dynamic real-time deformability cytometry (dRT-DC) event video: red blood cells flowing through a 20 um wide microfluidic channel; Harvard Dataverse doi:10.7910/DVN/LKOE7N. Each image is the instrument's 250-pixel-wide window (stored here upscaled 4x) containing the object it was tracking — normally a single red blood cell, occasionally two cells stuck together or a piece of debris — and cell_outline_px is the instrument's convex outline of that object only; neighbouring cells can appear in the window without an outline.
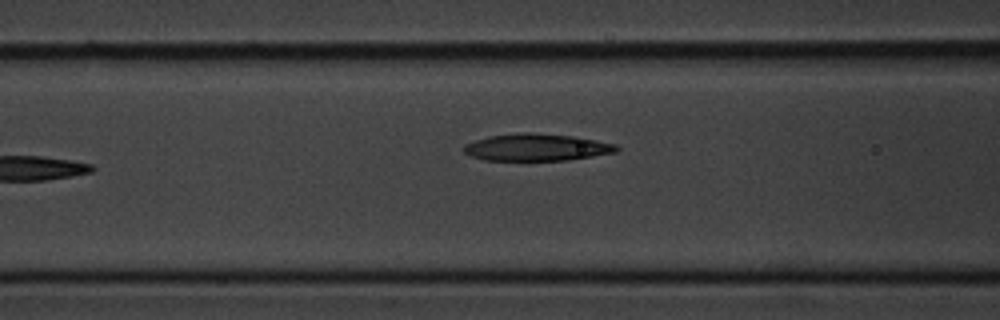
{"species": "common noctule bat (a hibernating species)", "species_latin": "Nyctalus noctula", "temperature_condition": "cold", "stored_images_in_passage": 11, "camera_frame_rate_fps": 3000, "um_per_image_px": 0.085, "animal": {"sex": "male", "body_mass_g": 20.1, "forearm_length_mm": 53.5}, "frame": {"image": 1, "passage_image": 7, "time_ms": 8.0, "image_size_px": [1000, 320], "cell_outline_px": [[620, 148], [616, 152], [568, 160], [484, 160], [472, 156], [464, 152], [460, 148], [464, 144], [476, 140], [492, 136], [524, 132], [532, 132], [572, 136], [596, 140], [616, 144]], "centroid_in_image_um": [45.6, 12.52], "position_along_channel_um": 121.0, "area_um2": 23.99}}
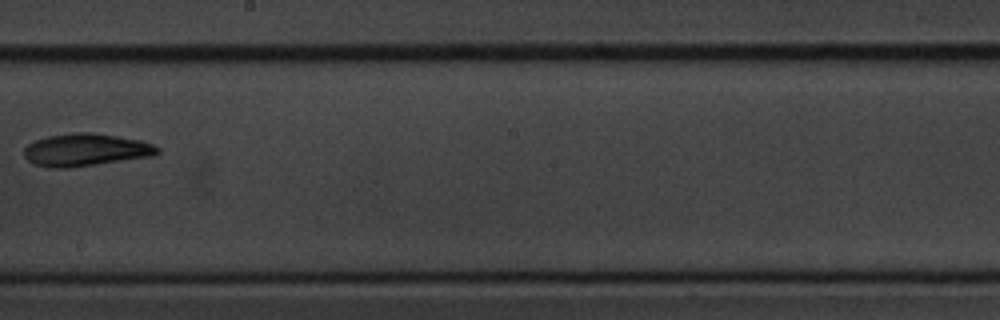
{"frame": {"image": 2, "passage_image": 10, "time_ms": 11.333, "image_size_px": [1000, 320], "cell_outline_px": [[160, 152], [152, 156], [68, 168], [48, 168], [32, 164], [24, 156], [24, 148], [28, 144], [36, 140], [48, 136], [76, 132], [92, 132], [140, 140], [152, 144], [160, 148]], "centroid_in_image_um": [7.26, 12.74], "position_along_channel_um": 240.9, "area_um2": 25.26}}
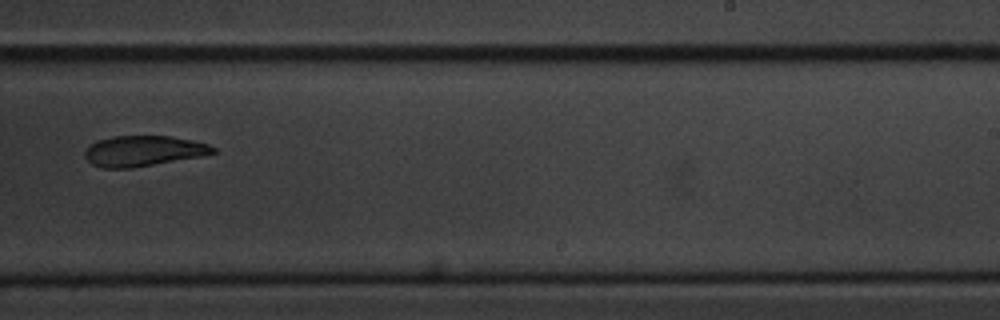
{"frame": {"image": 3, "passage_image": 11, "time_ms": 12.333, "image_size_px": [1000, 320], "cell_outline_px": [[216, 152], [204, 156], [132, 168], [104, 168], [92, 164], [84, 156], [84, 152], [96, 140], [112, 136], [172, 136], [192, 140], [208, 144], [216, 148]], "centroid_in_image_um": [12.21, 12.83], "position_along_channel_um": 276.8, "area_um2": 22.89}}